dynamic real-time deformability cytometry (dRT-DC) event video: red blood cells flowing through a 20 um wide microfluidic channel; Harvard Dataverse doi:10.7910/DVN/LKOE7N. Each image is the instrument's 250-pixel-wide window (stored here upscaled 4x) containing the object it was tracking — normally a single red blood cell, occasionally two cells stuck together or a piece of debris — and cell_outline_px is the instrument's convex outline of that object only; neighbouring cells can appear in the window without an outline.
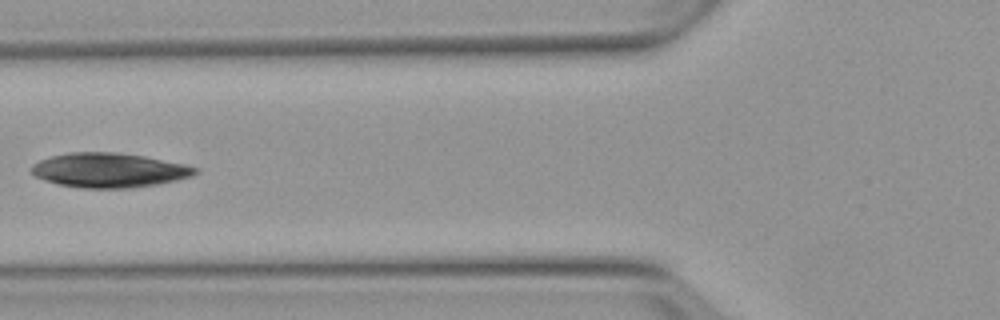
{"species": "Egyptian fruit bat (a non-hibernating species)", "species_latin": "Rousettus aegyptiacus", "temperature_condition": "warm", "stored_images_in_passage": 2, "camera_frame_rate_fps": 3000, "um_per_image_px": 0.085, "animal": {"sex": "female"}, "frame": {"image": 1, "passage_image": 2, "time_ms": 1.333, "image_size_px": [1000, 320], "cell_outline_px": [[196, 172], [192, 176], [176, 180], [156, 184], [132, 188], [80, 188], [56, 184], [44, 180], [36, 176], [32, 172], [32, 164], [40, 160], [52, 156], [68, 152], [116, 152], [144, 156], [184, 164], [196, 168]], "centroid_in_image_um": [9.23, 14.47], "position_along_channel_um": 116.6, "area_um2": 32.77}}